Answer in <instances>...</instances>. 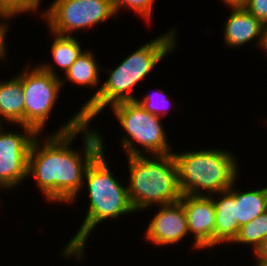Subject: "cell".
Returning a JSON list of instances; mask_svg holds the SVG:
<instances>
[{"label":"cell","mask_w":267,"mask_h":266,"mask_svg":"<svg viewBox=\"0 0 267 266\" xmlns=\"http://www.w3.org/2000/svg\"><path fill=\"white\" fill-rule=\"evenodd\" d=\"M89 125L78 110L43 140L41 134L34 139L29 151L27 178L35 180L49 203L70 204L79 197L87 167L102 152L99 130ZM79 134L83 135V152L72 148Z\"/></svg>","instance_id":"1"},{"label":"cell","mask_w":267,"mask_h":266,"mask_svg":"<svg viewBox=\"0 0 267 266\" xmlns=\"http://www.w3.org/2000/svg\"><path fill=\"white\" fill-rule=\"evenodd\" d=\"M172 27L155 39L141 45L122 60L114 69L106 70L107 80L79 109L85 123L97 118L105 107L125 101H136L132 94L135 85L144 80L154 67L177 46V30Z\"/></svg>","instance_id":"2"},{"label":"cell","mask_w":267,"mask_h":266,"mask_svg":"<svg viewBox=\"0 0 267 266\" xmlns=\"http://www.w3.org/2000/svg\"><path fill=\"white\" fill-rule=\"evenodd\" d=\"M99 132L102 152L87 167L83 185L88 189L89 205L87 214L77 233L62 249V257L67 260L84 259L90 233L107 219H116L124 214L135 213L130 203L127 186H124L110 168L105 156V140Z\"/></svg>","instance_id":"3"},{"label":"cell","mask_w":267,"mask_h":266,"mask_svg":"<svg viewBox=\"0 0 267 266\" xmlns=\"http://www.w3.org/2000/svg\"><path fill=\"white\" fill-rule=\"evenodd\" d=\"M127 191L135 213L180 201L178 167L173 153L127 156Z\"/></svg>","instance_id":"4"},{"label":"cell","mask_w":267,"mask_h":266,"mask_svg":"<svg viewBox=\"0 0 267 266\" xmlns=\"http://www.w3.org/2000/svg\"><path fill=\"white\" fill-rule=\"evenodd\" d=\"M173 155L182 195L212 196L228 190L239 178L240 165L231 150L208 148Z\"/></svg>","instance_id":"5"},{"label":"cell","mask_w":267,"mask_h":266,"mask_svg":"<svg viewBox=\"0 0 267 266\" xmlns=\"http://www.w3.org/2000/svg\"><path fill=\"white\" fill-rule=\"evenodd\" d=\"M110 109L127 134L119 141L126 156L173 153L162 118L150 114L137 100L114 104Z\"/></svg>","instance_id":"6"},{"label":"cell","mask_w":267,"mask_h":266,"mask_svg":"<svg viewBox=\"0 0 267 266\" xmlns=\"http://www.w3.org/2000/svg\"><path fill=\"white\" fill-rule=\"evenodd\" d=\"M41 14L49 31L73 36L116 17L111 0H53Z\"/></svg>","instance_id":"7"},{"label":"cell","mask_w":267,"mask_h":266,"mask_svg":"<svg viewBox=\"0 0 267 266\" xmlns=\"http://www.w3.org/2000/svg\"><path fill=\"white\" fill-rule=\"evenodd\" d=\"M21 82L25 98V126L41 134L63 88L60 77L44 71L38 64L34 67L26 65L21 72Z\"/></svg>","instance_id":"8"},{"label":"cell","mask_w":267,"mask_h":266,"mask_svg":"<svg viewBox=\"0 0 267 266\" xmlns=\"http://www.w3.org/2000/svg\"><path fill=\"white\" fill-rule=\"evenodd\" d=\"M23 132L0 128V185L11 190L25 181L28 174L29 151L39 135L34 129L17 125Z\"/></svg>","instance_id":"9"},{"label":"cell","mask_w":267,"mask_h":266,"mask_svg":"<svg viewBox=\"0 0 267 266\" xmlns=\"http://www.w3.org/2000/svg\"><path fill=\"white\" fill-rule=\"evenodd\" d=\"M158 209L144 231V239L147 242L163 247L178 244L190 235L186 212L181 201L161 205Z\"/></svg>","instance_id":"10"},{"label":"cell","mask_w":267,"mask_h":266,"mask_svg":"<svg viewBox=\"0 0 267 266\" xmlns=\"http://www.w3.org/2000/svg\"><path fill=\"white\" fill-rule=\"evenodd\" d=\"M180 201L187 216L189 234H193L191 249L202 250L214 247L215 206L211 196L184 194Z\"/></svg>","instance_id":"11"},{"label":"cell","mask_w":267,"mask_h":266,"mask_svg":"<svg viewBox=\"0 0 267 266\" xmlns=\"http://www.w3.org/2000/svg\"><path fill=\"white\" fill-rule=\"evenodd\" d=\"M229 9L231 12L223 31L225 47H240L255 39L256 47L263 50L266 27L243 6H229Z\"/></svg>","instance_id":"12"},{"label":"cell","mask_w":267,"mask_h":266,"mask_svg":"<svg viewBox=\"0 0 267 266\" xmlns=\"http://www.w3.org/2000/svg\"><path fill=\"white\" fill-rule=\"evenodd\" d=\"M238 179L225 191L212 195L215 206L214 247L223 243L231 245L237 238L240 226L236 222L235 187ZM219 198H218V197ZM217 197V198H216Z\"/></svg>","instance_id":"13"},{"label":"cell","mask_w":267,"mask_h":266,"mask_svg":"<svg viewBox=\"0 0 267 266\" xmlns=\"http://www.w3.org/2000/svg\"><path fill=\"white\" fill-rule=\"evenodd\" d=\"M5 80L0 81V120L10 125L25 126V98L21 71L13 78Z\"/></svg>","instance_id":"14"},{"label":"cell","mask_w":267,"mask_h":266,"mask_svg":"<svg viewBox=\"0 0 267 266\" xmlns=\"http://www.w3.org/2000/svg\"><path fill=\"white\" fill-rule=\"evenodd\" d=\"M48 32L54 37L52 38L54 41L52 42L50 49L51 56L55 64H51L49 60V62L42 63L43 65L39 64V66L44 71L51 73L53 76L60 77V75L57 74V66V69L62 70L65 74L76 59L81 55L84 49L81 47L79 39L77 40L74 36H63L51 31ZM53 65L57 66L55 67Z\"/></svg>","instance_id":"15"},{"label":"cell","mask_w":267,"mask_h":266,"mask_svg":"<svg viewBox=\"0 0 267 266\" xmlns=\"http://www.w3.org/2000/svg\"><path fill=\"white\" fill-rule=\"evenodd\" d=\"M104 70L93 51L86 49L67 70L64 77L62 74L60 78L61 86H64L66 82H71V84L74 83V85L79 87L84 86L87 88L89 86L90 88H98V85L101 83L100 72Z\"/></svg>","instance_id":"16"},{"label":"cell","mask_w":267,"mask_h":266,"mask_svg":"<svg viewBox=\"0 0 267 266\" xmlns=\"http://www.w3.org/2000/svg\"><path fill=\"white\" fill-rule=\"evenodd\" d=\"M236 222L243 226L267 211V186L250 191L235 188Z\"/></svg>","instance_id":"17"},{"label":"cell","mask_w":267,"mask_h":266,"mask_svg":"<svg viewBox=\"0 0 267 266\" xmlns=\"http://www.w3.org/2000/svg\"><path fill=\"white\" fill-rule=\"evenodd\" d=\"M265 238H267V211L241 226L239 234L232 244L251 245L254 253Z\"/></svg>","instance_id":"18"},{"label":"cell","mask_w":267,"mask_h":266,"mask_svg":"<svg viewBox=\"0 0 267 266\" xmlns=\"http://www.w3.org/2000/svg\"><path fill=\"white\" fill-rule=\"evenodd\" d=\"M159 89H155L152 93H146L141 100L138 98L137 101L150 114L163 118L164 115L166 116L168 114L172 101H170V97L162 88L161 90Z\"/></svg>","instance_id":"19"},{"label":"cell","mask_w":267,"mask_h":266,"mask_svg":"<svg viewBox=\"0 0 267 266\" xmlns=\"http://www.w3.org/2000/svg\"><path fill=\"white\" fill-rule=\"evenodd\" d=\"M116 15L121 9H128L136 13L144 21L152 19L154 0H111Z\"/></svg>","instance_id":"20"},{"label":"cell","mask_w":267,"mask_h":266,"mask_svg":"<svg viewBox=\"0 0 267 266\" xmlns=\"http://www.w3.org/2000/svg\"><path fill=\"white\" fill-rule=\"evenodd\" d=\"M42 0H2L0 10L17 17L25 13H37Z\"/></svg>","instance_id":"21"},{"label":"cell","mask_w":267,"mask_h":266,"mask_svg":"<svg viewBox=\"0 0 267 266\" xmlns=\"http://www.w3.org/2000/svg\"><path fill=\"white\" fill-rule=\"evenodd\" d=\"M242 6L267 27V0H246Z\"/></svg>","instance_id":"22"},{"label":"cell","mask_w":267,"mask_h":266,"mask_svg":"<svg viewBox=\"0 0 267 266\" xmlns=\"http://www.w3.org/2000/svg\"><path fill=\"white\" fill-rule=\"evenodd\" d=\"M15 16L4 12V11H0V60L4 61L5 59H7L6 56H8V50H7V41H6V37H7V32L9 31V25H10V19L14 18ZM9 19V20H8ZM9 24V25H8ZM7 52V53H6Z\"/></svg>","instance_id":"23"},{"label":"cell","mask_w":267,"mask_h":266,"mask_svg":"<svg viewBox=\"0 0 267 266\" xmlns=\"http://www.w3.org/2000/svg\"><path fill=\"white\" fill-rule=\"evenodd\" d=\"M254 256L256 257V263H267V238L254 251Z\"/></svg>","instance_id":"24"},{"label":"cell","mask_w":267,"mask_h":266,"mask_svg":"<svg viewBox=\"0 0 267 266\" xmlns=\"http://www.w3.org/2000/svg\"><path fill=\"white\" fill-rule=\"evenodd\" d=\"M226 6H242L246 0H221Z\"/></svg>","instance_id":"25"},{"label":"cell","mask_w":267,"mask_h":266,"mask_svg":"<svg viewBox=\"0 0 267 266\" xmlns=\"http://www.w3.org/2000/svg\"><path fill=\"white\" fill-rule=\"evenodd\" d=\"M263 50H264L263 52L267 54V27H266V35H265V45H264Z\"/></svg>","instance_id":"26"},{"label":"cell","mask_w":267,"mask_h":266,"mask_svg":"<svg viewBox=\"0 0 267 266\" xmlns=\"http://www.w3.org/2000/svg\"><path fill=\"white\" fill-rule=\"evenodd\" d=\"M255 266H267V263H255Z\"/></svg>","instance_id":"27"},{"label":"cell","mask_w":267,"mask_h":266,"mask_svg":"<svg viewBox=\"0 0 267 266\" xmlns=\"http://www.w3.org/2000/svg\"><path fill=\"white\" fill-rule=\"evenodd\" d=\"M3 125H5L3 122H1V120H0V128L3 126Z\"/></svg>","instance_id":"28"}]
</instances>
